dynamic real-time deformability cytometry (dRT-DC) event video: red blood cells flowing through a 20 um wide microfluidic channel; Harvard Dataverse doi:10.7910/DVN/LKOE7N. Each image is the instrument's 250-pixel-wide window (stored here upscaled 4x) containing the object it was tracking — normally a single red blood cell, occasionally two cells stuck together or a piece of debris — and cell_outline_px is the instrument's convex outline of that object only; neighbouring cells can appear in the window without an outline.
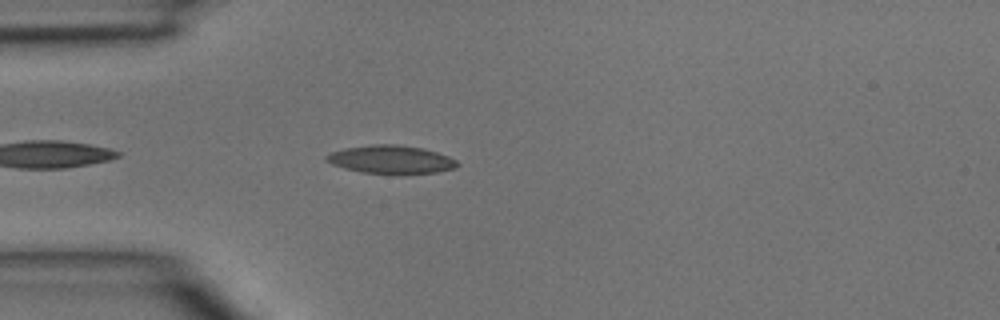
{"species": "common noctule bat (a hibernating species)", "species_latin": "Nyctalus noctula", "temperature_condition": "room temperature", "stored_images_in_passage": 12, "camera_frame_rate_fps": 3000, "um_per_image_px": 0.085, "animal": {"sex": "male", "body_mass_g": 15.6}, "frame": {"image": 1, "passage_image": 3, "time_ms": 0.667, "image_size_px": [1000, 320], "cell_outline_px": [[460, 164], [456, 168], [436, 172], [364, 172], [344, 168], [332, 164], [324, 160], [324, 156], [332, 152], [344, 148], [372, 144], [396, 144], [424, 148], [448, 156], [456, 160]], "centroid_in_image_um": [33.22, 13.52], "position_along_channel_um": 51.8, "area_um2": 21.04}}